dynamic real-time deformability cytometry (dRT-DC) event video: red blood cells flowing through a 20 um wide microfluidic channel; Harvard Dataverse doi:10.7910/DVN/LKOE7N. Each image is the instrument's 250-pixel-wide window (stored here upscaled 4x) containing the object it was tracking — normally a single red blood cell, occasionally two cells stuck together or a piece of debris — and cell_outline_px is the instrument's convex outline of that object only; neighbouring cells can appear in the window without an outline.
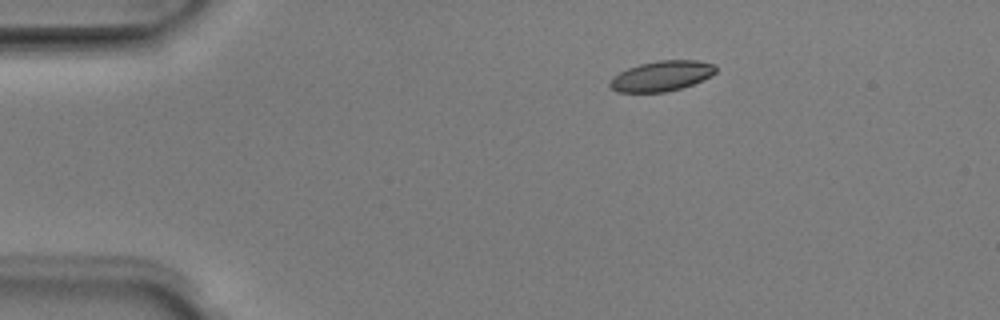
{"species": "Egyptian fruit bat (a non-hibernating species)", "species_latin": "Rousettus aegyptiacus", "temperature_condition": "room temperature", "stored_images_in_passage": 43, "camera_frame_rate_fps": 3000, "um_per_image_px": 0.085, "animal": {"sex": "male"}, "frame": {"image": 1, "passage_image": 1, "time_ms": 0.0, "image_size_px": [1000, 320], "cell_outline_px": [[716, 72], [692, 84], [680, 88], [664, 92], [616, 92], [608, 84], [612, 76], [628, 68], [640, 64], [660, 60], [696, 60], [716, 64]], "centroid_in_image_um": [56.2, 6.45], "position_along_channel_um": 28.8, "area_um2": 18.5}}
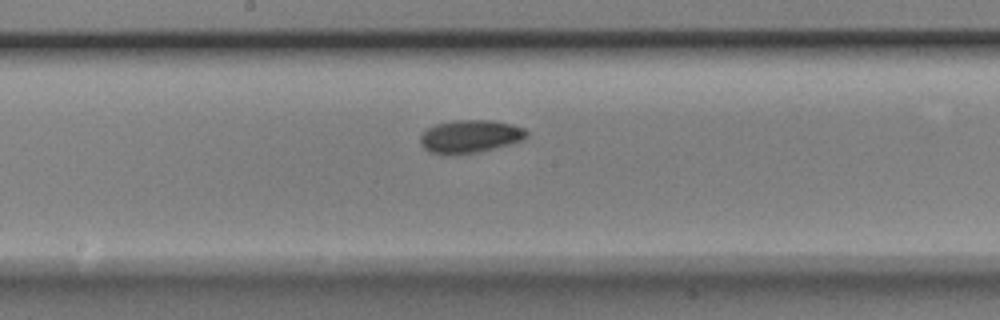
{"frame": {"image": 2, "passage_image": 19, "time_ms": 6.0, "image_size_px": [1000, 320], "cell_outline_px": [[528, 136], [524, 140], [476, 152], [428, 152], [420, 144], [420, 136], [428, 128], [436, 124], [452, 120], [492, 120], [512, 124], [524, 128], [528, 132]], "centroid_in_image_um": [39.99, 11.55], "position_along_channel_um": 208.2, "area_um2": 19.88}}
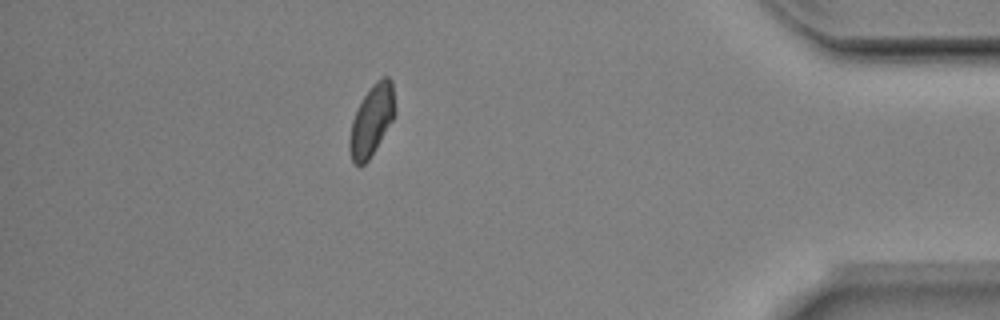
{"frame": {"image": 3, "passage_image": 37, "time_ms": 12.0, "image_size_px": [1000, 320], "cell_outline_px": [[396, 112], [392, 120], [376, 148], [368, 160], [360, 168], [352, 160], [348, 148], [348, 140], [352, 120], [364, 96], [372, 84], [376, 80], [384, 76], [388, 76], [392, 80]], "centroid_in_image_um": [31.59, 10.23], "position_along_channel_um": 403.6, "area_um2": 18.73}, "authors_computed_cell_mechanics": {"area_um2": 19.1896, "velocity_mm_per_s": 3.9794, "shape_relaxation_time_tau1_ms": 2.8853, "shape_relaxation_time_tau2_ms": 9.099, "deformation_change_tau1": 0.0953, "deformation_change_tau2": 0.1023}}